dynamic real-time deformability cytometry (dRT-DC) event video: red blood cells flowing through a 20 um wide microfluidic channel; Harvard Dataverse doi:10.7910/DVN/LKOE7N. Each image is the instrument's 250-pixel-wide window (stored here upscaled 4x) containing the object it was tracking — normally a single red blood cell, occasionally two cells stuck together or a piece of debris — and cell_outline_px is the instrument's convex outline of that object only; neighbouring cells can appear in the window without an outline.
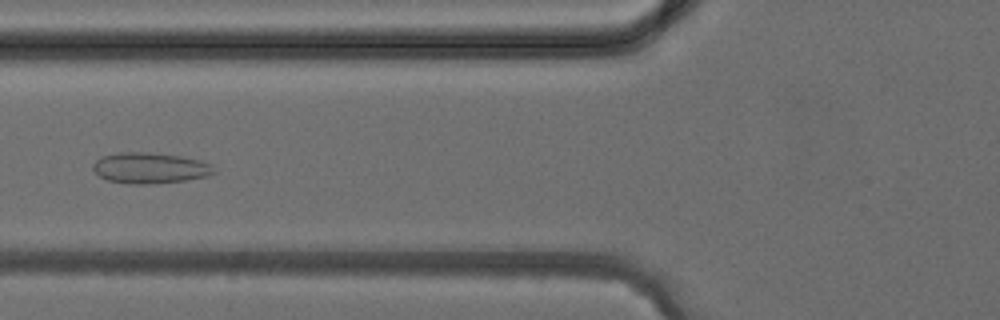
{"species": "common noctule bat (a hibernating species)", "species_latin": "Nyctalus noctula", "temperature_condition": "cold", "stored_images_in_passage": 5, "camera_frame_rate_fps": 3000, "um_per_image_px": 0.085, "animal": {"sex": "female", "body_mass_g": 24.6, "forearm_length_mm": 56.2}, "frame": {"image": 1, "passage_image": 5, "time_ms": 5.0, "image_size_px": [1000, 320], "cell_outline_px": [[216, 172], [208, 176], [184, 180], [148, 184], [132, 184], [108, 180], [100, 176], [92, 168], [92, 164], [96, 160], [104, 156], [120, 152], [148, 152], [180, 156], [200, 160], [212, 164], [216, 168]], "centroid_in_image_um": [12.78, 14.27], "position_along_channel_um": 113.0, "area_um2": 21.68}}